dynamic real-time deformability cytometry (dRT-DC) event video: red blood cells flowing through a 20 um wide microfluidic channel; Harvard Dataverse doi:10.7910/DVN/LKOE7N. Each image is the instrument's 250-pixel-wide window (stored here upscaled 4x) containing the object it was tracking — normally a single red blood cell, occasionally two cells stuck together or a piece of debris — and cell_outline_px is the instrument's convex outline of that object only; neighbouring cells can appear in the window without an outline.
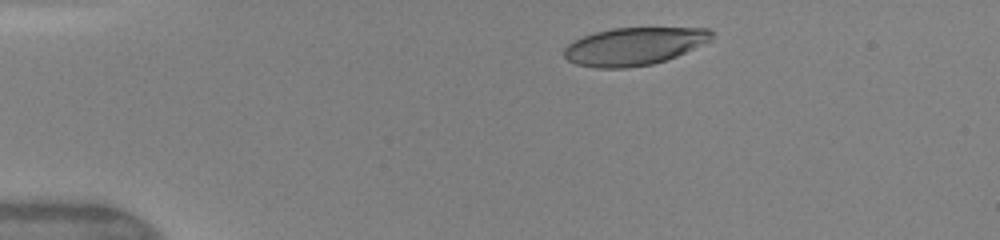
{"species": "human", "species_latin": "Homo sapiens", "temperature_condition": "warm", "stored_images_in_passage": 40, "camera_frame_rate_fps": 3000, "um_per_image_px": 0.085, "donor": {"sex": "female"}, "frame": {"image": 1, "passage_image": 1, "time_ms": 0.0, "image_size_px": [1000, 240], "cell_outline_px": [[716, 32], [712, 40], [704, 44], [676, 56], [652, 64], [628, 68], [596, 68], [576, 64], [568, 60], [564, 56], [564, 48], [568, 44], [584, 36], [596, 32], [612, 28], [708, 28]], "centroid_in_image_um": [53.93, 3.93], "position_along_channel_um": 31.1, "area_um2": 32.43}}
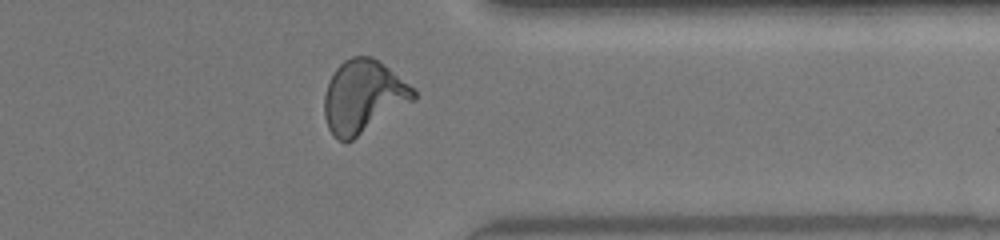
{"frame": {"image": 2, "passage_image": 31, "time_ms": 10.0, "image_size_px": [1000, 240], "cell_outline_px": [[416, 100], [352, 140], [336, 140], [332, 136], [328, 128], [324, 116], [324, 96], [328, 84], [336, 68], [344, 60], [352, 56], [372, 56], [416, 88]], "centroid_in_image_um": [30.89, 8.22], "position_along_channel_um": 380.5, "area_um2": 37.97}}
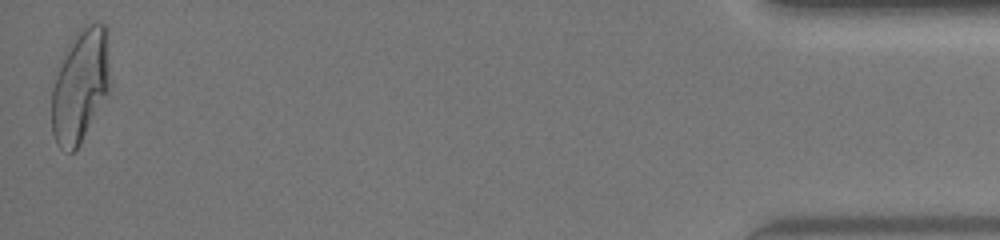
{"frame": {"image": 3, "passage_image": 40, "time_ms": 13.0, "image_size_px": [1000, 240], "cell_outline_px": [[112, 80], [108, 92], [80, 144], [72, 152], [68, 152], [60, 148], [56, 144], [52, 132], [52, 88], [60, 56], [72, 36], [84, 24], [96, 20], [104, 24], [108, 28]], "centroid_in_image_um": [6.85, 7.16], "position_along_channel_um": 428.3, "area_um2": 39.94}, "authors_computed_cell_mechanics": {"area_um2": 36.0383, "velocity_mm_per_s": 4.1668, "shape_relaxation_time_tau1_ms": 5.1852, "shape_relaxation_time_tau2_ms": 1.3269, "deformation_change_tau1": 0.2346, "deformation_change_tau2": 0.0951}}